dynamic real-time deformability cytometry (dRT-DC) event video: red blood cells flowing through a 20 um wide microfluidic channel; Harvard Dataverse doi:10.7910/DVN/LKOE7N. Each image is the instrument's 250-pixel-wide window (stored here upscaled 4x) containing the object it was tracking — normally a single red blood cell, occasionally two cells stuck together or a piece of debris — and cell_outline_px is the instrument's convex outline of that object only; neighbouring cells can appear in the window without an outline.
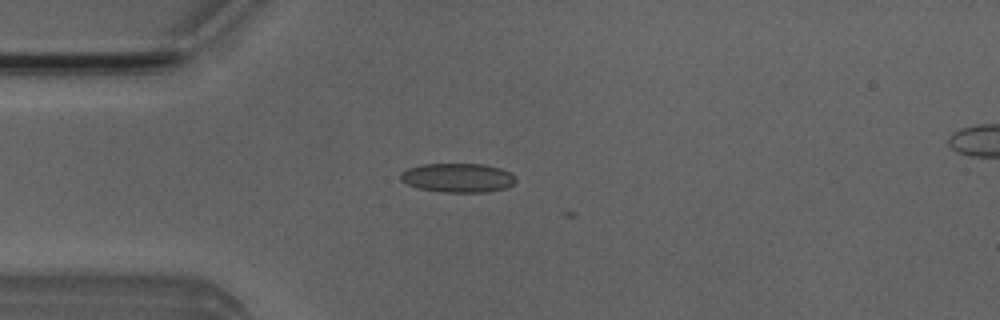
{"species": "Egyptian fruit bat (a non-hibernating species)", "species_latin": "Rousettus aegyptiacus", "temperature_condition": "room temperature", "stored_images_in_passage": 4, "camera_frame_rate_fps": 3000, "um_per_image_px": 0.085, "animal": {"sex": "male"}, "frame": {"image": 1, "passage_image": 2, "time_ms": 0.333, "image_size_px": [1000, 320], "cell_outline_px": [[516, 180], [512, 184], [504, 188], [484, 192], [440, 192], [420, 188], [408, 184], [400, 180], [400, 172], [408, 168], [420, 164], [484, 164], [500, 168], [512, 172], [516, 176]], "centroid_in_image_um": [38.91, 15.1], "position_along_channel_um": 46.1, "area_um2": 19.59}}